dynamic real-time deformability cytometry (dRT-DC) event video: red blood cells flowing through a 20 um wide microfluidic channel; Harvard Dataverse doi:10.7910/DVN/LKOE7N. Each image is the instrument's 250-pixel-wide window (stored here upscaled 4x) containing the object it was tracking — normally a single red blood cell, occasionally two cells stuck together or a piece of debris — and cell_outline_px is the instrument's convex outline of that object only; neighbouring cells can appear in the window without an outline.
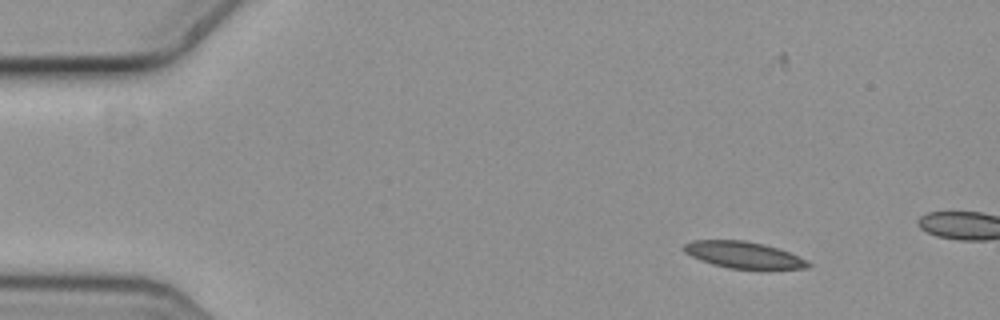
{"species": "common noctule bat (a hibernating species)", "species_latin": "Nyctalus noctula", "temperature_condition": "cold", "stored_images_in_passage": 4, "camera_frame_rate_fps": 3000, "um_per_image_px": 0.085, "animal": {"sex": "female", "body_mass_g": 19.3, "forearm_length_mm": 54.1}, "frame": {"image": 1, "passage_image": 2, "time_ms": 0.333, "image_size_px": [1000, 320], "cell_outline_px": [[812, 264], [808, 268], [728, 268], [712, 264], [700, 260], [684, 252], [680, 248], [684, 244], [692, 240], [744, 240], [764, 244], [780, 248], [808, 260]], "centroid_in_image_um": [63.18, 21.64], "position_along_channel_um": 21.8, "area_um2": 19.25}}